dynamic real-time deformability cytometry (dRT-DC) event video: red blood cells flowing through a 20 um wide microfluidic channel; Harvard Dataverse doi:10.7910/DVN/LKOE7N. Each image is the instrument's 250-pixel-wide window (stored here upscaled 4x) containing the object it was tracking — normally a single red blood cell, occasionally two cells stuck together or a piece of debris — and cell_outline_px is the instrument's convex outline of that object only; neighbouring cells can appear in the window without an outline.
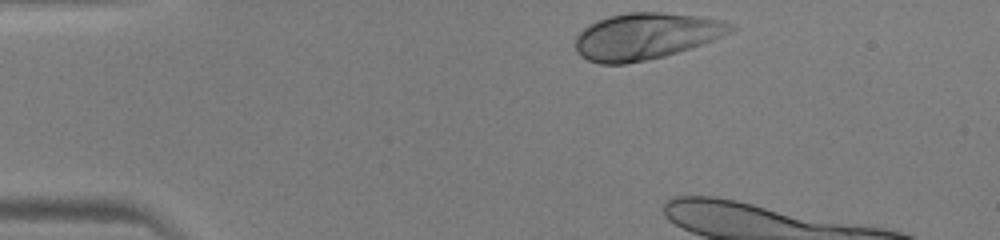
{"species": "human", "species_latin": "Homo sapiens", "temperature_condition": "warm", "stored_images_in_passage": 10, "camera_frame_rate_fps": 3000, "um_per_image_px": 0.085, "donor": {"sex": "male"}, "frame": {"image": 1, "passage_image": 1, "time_ms": 0.0, "image_size_px": [1000, 240], "cell_outline_px": [[736, 28], [704, 44], [664, 56], [624, 64], [600, 64], [588, 60], [580, 56], [576, 52], [576, 36], [588, 24], [608, 16], [628, 12], [664, 12], [700, 16], [724, 20], [732, 24]], "centroid_in_image_um": [54.88, 3.07], "position_along_channel_um": 30.1, "area_um2": 42.08}}
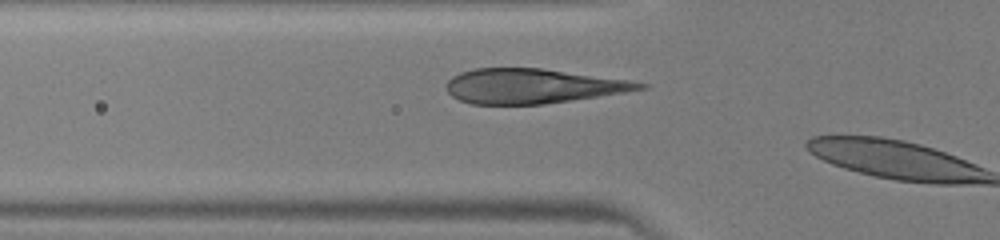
{"frame": {"image": 2, "passage_image": 9, "time_ms": 2.667, "image_size_px": [1000, 240], "cell_outline_px": [[648, 88], [624, 92], [572, 100], [544, 104], [472, 104], [460, 100], [452, 96], [448, 92], [444, 84], [452, 76], [460, 72], [476, 68], [540, 68], [628, 80], [648, 84]], "centroid_in_image_um": [45.22, 7.31], "position_along_channel_um": 80.6, "area_um2": 38.84}}